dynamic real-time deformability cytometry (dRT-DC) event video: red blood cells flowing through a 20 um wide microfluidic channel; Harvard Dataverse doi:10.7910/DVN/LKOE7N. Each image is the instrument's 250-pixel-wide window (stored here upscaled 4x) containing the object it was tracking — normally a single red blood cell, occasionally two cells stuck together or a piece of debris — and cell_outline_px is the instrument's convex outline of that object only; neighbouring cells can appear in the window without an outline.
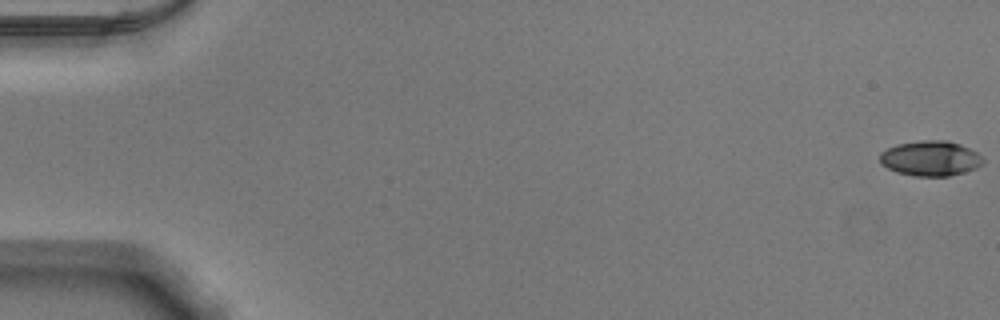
{"species": "Egyptian fruit bat (a non-hibernating species)", "species_latin": "Rousettus aegyptiacus", "temperature_condition": "warm", "stored_images_in_passage": 54, "camera_frame_rate_fps": 3000, "um_per_image_px": 0.085, "animal": {"sex": "male"}, "frame": {"image": 1, "passage_image": 1, "time_ms": 0.0, "image_size_px": [1000, 320], "cell_outline_px": [[984, 164], [976, 168], [964, 172], [948, 176], [916, 176], [896, 172], [880, 164], [880, 152], [896, 144], [920, 140], [948, 140], [960, 144], [984, 156]], "centroid_in_image_um": [79.1, 13.46], "position_along_channel_um": 5.9, "area_um2": 21.33}}
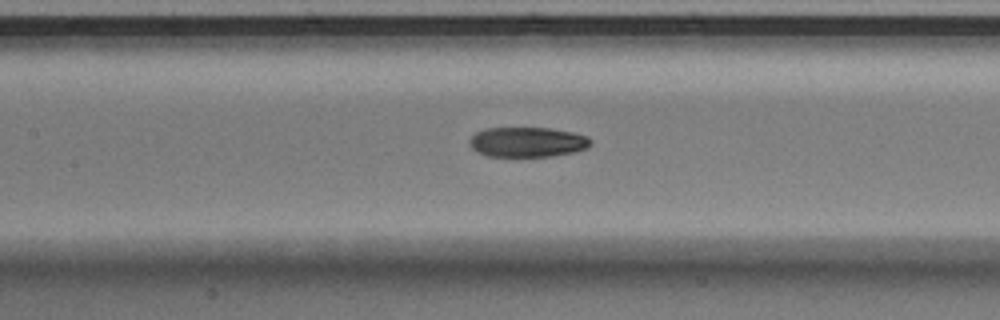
{"frame": {"image": 2, "passage_image": 26, "time_ms": 8.333, "image_size_px": [1000, 320], "cell_outline_px": [[592, 144], [588, 148], [576, 152], [552, 156], [488, 156], [476, 152], [468, 144], [468, 140], [476, 132], [484, 128], [548, 128], [572, 132], [584, 136], [592, 140]], "centroid_in_image_um": [44.81, 12.08], "position_along_channel_um": 162.6, "area_um2": 21.27}}
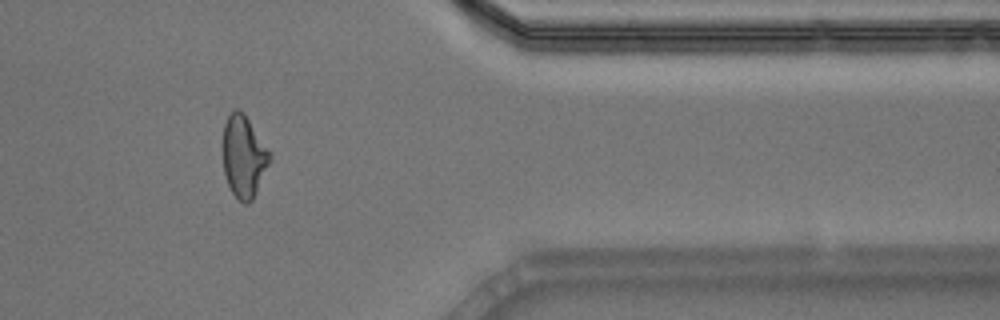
{"frame": {"image": 3, "passage_image": 45, "time_ms": 14.667, "image_size_px": [1000, 320], "cell_outline_px": [[272, 160], [252, 200], [248, 204], [244, 204], [232, 192], [224, 176], [224, 124], [228, 116], [236, 108], [244, 112], [272, 156]], "centroid_in_image_um": [20.74, 13.31], "position_along_channel_um": 390.7, "area_um2": 22.14}, "authors_computed_cell_mechanics": {"area_um2": 21.7906, "velocity_mm_per_s": 3.8766, "shape_relaxation_time_tau1_ms": 9.6948, "shape_relaxation_time_tau2_ms": 1.49, "deformation_change_tau1": 0.267, "deformation_change_tau2": 0.074}}